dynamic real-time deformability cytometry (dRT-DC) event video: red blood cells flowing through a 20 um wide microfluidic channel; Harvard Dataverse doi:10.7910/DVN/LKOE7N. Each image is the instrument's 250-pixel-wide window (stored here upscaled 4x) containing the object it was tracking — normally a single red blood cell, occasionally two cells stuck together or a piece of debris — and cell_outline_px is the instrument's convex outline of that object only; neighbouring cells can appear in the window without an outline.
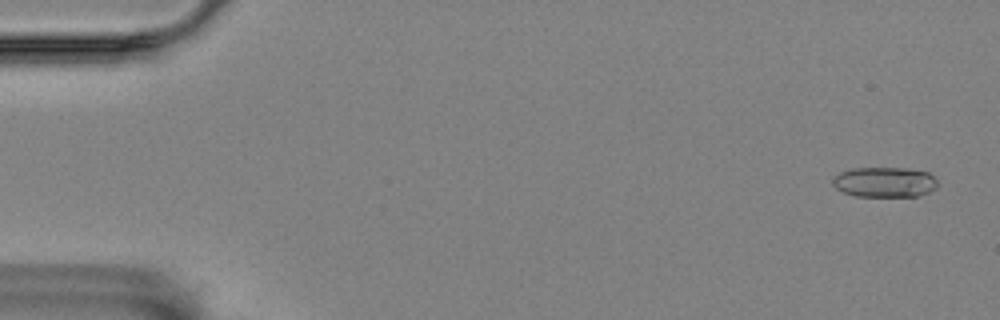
{"species": "Egyptian fruit bat (a non-hibernating species)", "species_latin": "Rousettus aegyptiacus", "temperature_condition": "room temperature", "stored_images_in_passage": 13, "camera_frame_rate_fps": 3000, "um_per_image_px": 0.085, "animal": {"sex": "female"}, "frame": {"image": 1, "passage_image": 3, "time_ms": 0.667, "image_size_px": [1000, 320], "cell_outline_px": [[936, 188], [928, 192], [916, 196], [856, 196], [844, 192], [836, 188], [832, 184], [832, 176], [840, 172], [852, 168], [904, 168], [928, 172], [936, 180]], "centroid_in_image_um": [75.15, 15.47], "position_along_channel_um": 9.9, "area_um2": 18.38}}